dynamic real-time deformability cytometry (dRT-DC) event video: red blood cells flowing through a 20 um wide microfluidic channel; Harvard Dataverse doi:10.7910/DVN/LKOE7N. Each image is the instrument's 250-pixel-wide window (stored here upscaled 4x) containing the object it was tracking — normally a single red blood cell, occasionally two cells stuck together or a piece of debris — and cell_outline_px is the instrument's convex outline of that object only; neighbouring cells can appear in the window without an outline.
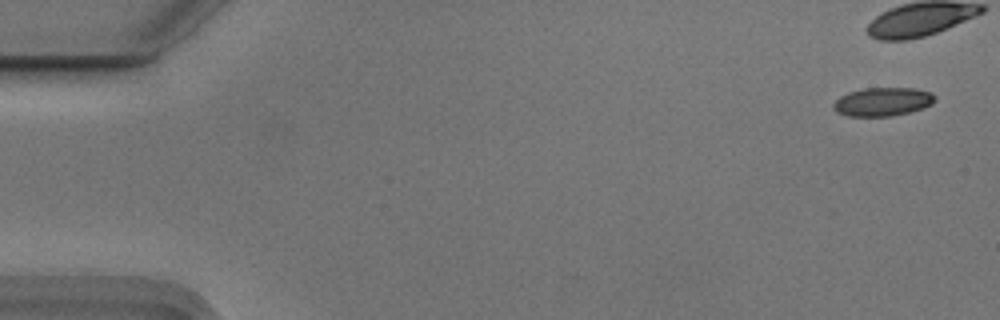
{"species": "Egyptian fruit bat (a non-hibernating species)", "species_latin": "Rousettus aegyptiacus", "temperature_condition": "cold", "stored_images_in_passage": 42, "camera_frame_rate_fps": 3000, "um_per_image_px": 0.085, "animal": {"sex": "male"}, "frame": {"image": 1, "passage_image": 1, "time_ms": 0.0, "image_size_px": [1000, 320], "cell_outline_px": [[936, 100], [932, 104], [924, 108], [892, 116], [848, 116], [836, 112], [832, 108], [832, 104], [840, 96], [848, 92], [864, 88], [916, 88], [928, 92], [936, 96]], "centroid_in_image_um": [75.01, 8.65], "position_along_channel_um": 10.0, "area_um2": 16.99}}
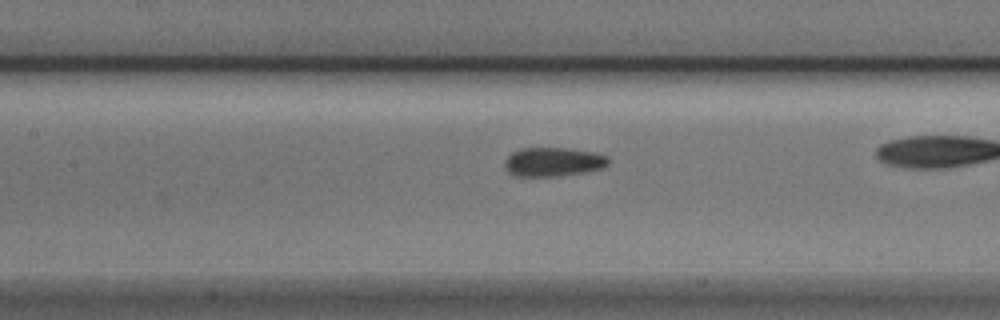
{"frame": {"image": 2, "passage_image": 24, "time_ms": 7.667, "image_size_px": [1000, 320], "cell_outline_px": [[608, 164], [604, 168], [584, 172], [556, 176], [516, 176], [508, 172], [504, 164], [504, 160], [512, 152], [520, 148], [568, 148], [596, 152], [608, 156]], "centroid_in_image_um": [47.03, 13.75], "position_along_channel_um": 160.4, "area_um2": 17.63}}